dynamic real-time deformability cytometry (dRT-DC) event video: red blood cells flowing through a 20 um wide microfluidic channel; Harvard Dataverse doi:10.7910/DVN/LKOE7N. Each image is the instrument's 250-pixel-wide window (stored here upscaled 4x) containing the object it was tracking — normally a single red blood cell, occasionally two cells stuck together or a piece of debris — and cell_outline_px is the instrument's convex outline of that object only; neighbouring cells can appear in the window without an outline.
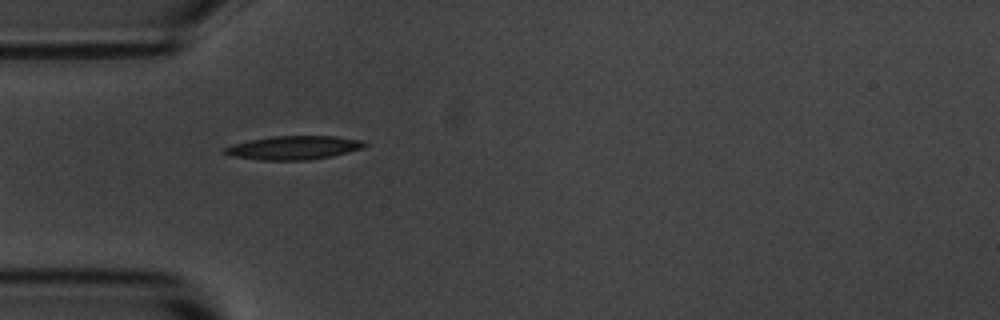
{"species": "common noctule bat (a hibernating species)", "species_latin": "Nyctalus noctula", "temperature_condition": "room temperature", "stored_images_in_passage": 2, "camera_frame_rate_fps": 3000, "um_per_image_px": 0.085, "animal": {"sex": "male", "body_mass_g": 20.1, "forearm_length_mm": 53.5}, "frame": {"image": 1, "passage_image": 1, "time_ms": 0.0, "image_size_px": [1000, 320], "cell_outline_px": [[368, 144], [364, 148], [332, 156], [308, 160], [260, 160], [232, 156], [224, 152], [224, 148], [232, 144], [248, 140], [272, 136], [336, 136], [364, 140]], "centroid_in_image_um": [25.0, 12.55], "position_along_channel_um": 60.0, "area_um2": 19.42}}